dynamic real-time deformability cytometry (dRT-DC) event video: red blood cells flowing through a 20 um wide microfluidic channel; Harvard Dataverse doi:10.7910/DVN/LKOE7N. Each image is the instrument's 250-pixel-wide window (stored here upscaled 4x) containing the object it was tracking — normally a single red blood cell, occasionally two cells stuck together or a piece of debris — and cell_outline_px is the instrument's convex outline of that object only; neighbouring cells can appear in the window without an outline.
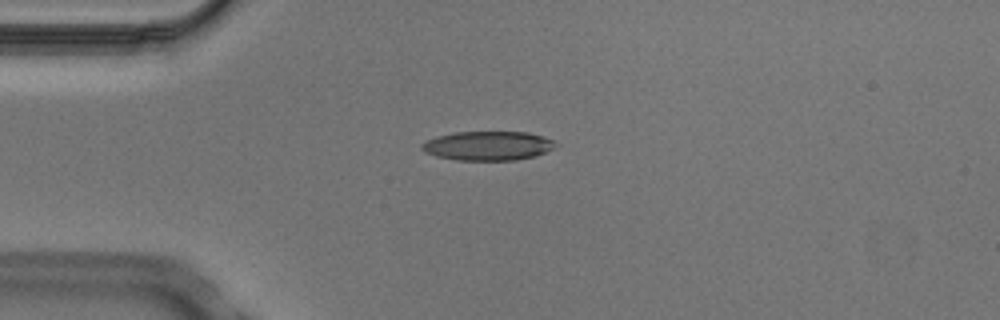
{"species": "Egyptian fruit bat (a non-hibernating species)", "species_latin": "Rousettus aegyptiacus", "temperature_condition": "cold", "stored_images_in_passage": 3, "camera_frame_rate_fps": 3000, "um_per_image_px": 0.085, "animal": {"sex": "male"}, "frame": {"image": 1, "passage_image": 1, "time_ms": 0.0, "image_size_px": [1000, 320], "cell_outline_px": [[556, 148], [536, 156], [516, 160], [456, 160], [436, 156], [424, 152], [420, 148], [420, 144], [436, 136], [452, 132], [528, 132], [544, 136], [556, 140]], "centroid_in_image_um": [41.5, 12.39], "position_along_channel_um": 43.5, "area_um2": 23.06}}
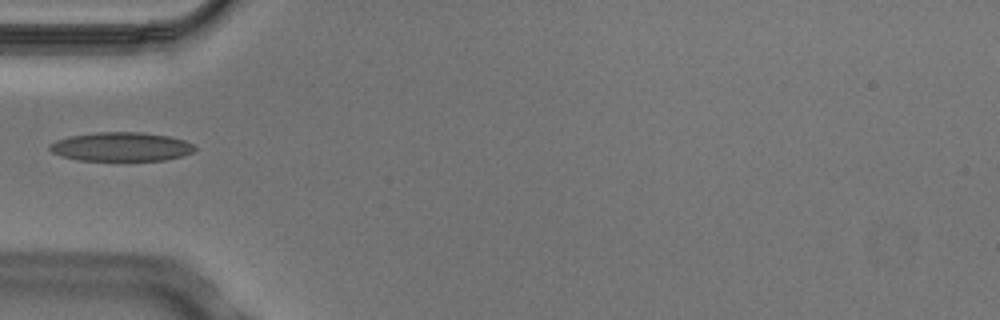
{"frame": {"image": 2, "passage_image": 2, "time_ms": 0.333, "image_size_px": [1000, 320], "cell_outline_px": [[196, 148], [192, 152], [184, 156], [164, 160], [80, 160], [64, 156], [52, 152], [48, 148], [48, 144], [56, 140], [72, 136], [96, 132], [140, 132], [168, 136], [184, 140], [192, 144]], "centroid_in_image_um": [10.31, 12.47], "position_along_channel_um": 74.7, "area_um2": 24.28}}